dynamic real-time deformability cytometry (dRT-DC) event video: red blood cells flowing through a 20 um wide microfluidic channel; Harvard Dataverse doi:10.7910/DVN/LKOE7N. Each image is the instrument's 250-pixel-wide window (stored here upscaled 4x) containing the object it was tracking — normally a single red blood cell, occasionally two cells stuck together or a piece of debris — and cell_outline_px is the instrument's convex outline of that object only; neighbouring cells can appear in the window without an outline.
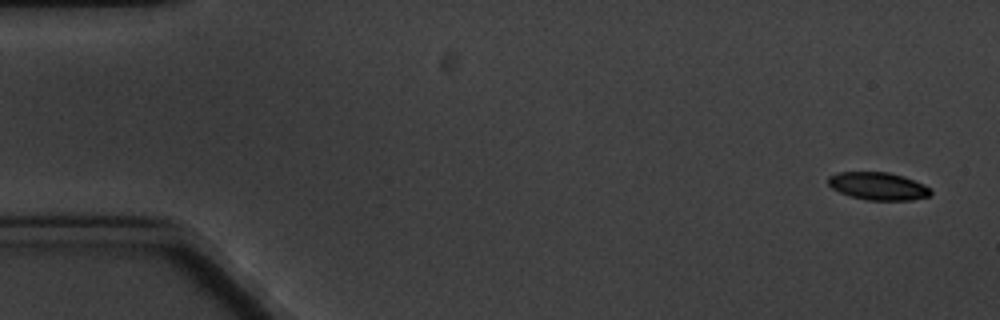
{"species": "common noctule bat (a hibernating species)", "species_latin": "Nyctalus noctula", "temperature_condition": "cold", "stored_images_in_passage": 6, "camera_frame_rate_fps": 3000, "um_per_image_px": 0.085, "animal": {"sex": "male", "body_mass_g": 20.1, "forearm_length_mm": 53.5}, "frame": {"image": 1, "passage_image": 1, "time_ms": 0.0, "image_size_px": [1000, 320], "cell_outline_px": [[932, 192], [928, 196], [912, 200], [868, 200], [852, 196], [840, 192], [832, 188], [828, 184], [828, 176], [836, 172], [888, 172], [904, 176], [924, 184]], "centroid_in_image_um": [74.62, 15.81], "position_along_channel_um": 10.4, "area_um2": 16.47}}